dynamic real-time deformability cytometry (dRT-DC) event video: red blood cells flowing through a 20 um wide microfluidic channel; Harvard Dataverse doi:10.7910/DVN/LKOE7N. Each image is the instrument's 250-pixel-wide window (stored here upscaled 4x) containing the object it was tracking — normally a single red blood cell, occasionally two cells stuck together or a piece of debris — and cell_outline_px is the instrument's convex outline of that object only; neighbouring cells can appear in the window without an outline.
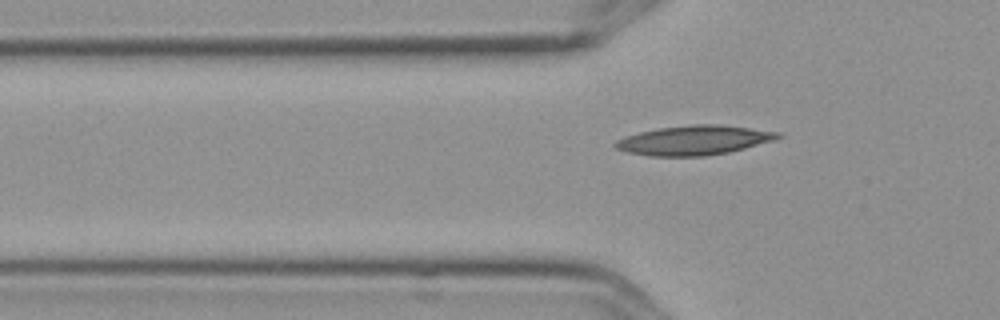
{"species": "Egyptian fruit bat (a non-hibernating species)", "species_latin": "Rousettus aegyptiacus", "temperature_condition": "cold", "stored_images_in_passage": 5, "segment_of_instrument_passage": [2, 2], "camera_frame_rate_fps": 3000, "um_per_image_px": 0.085, "frame": {"image": 1, "passage_image": 5, "time_ms": 1.333, "image_size_px": [1000, 320], "cell_outline_px": [[780, 136], [772, 140], [744, 148], [728, 152], [704, 156], [648, 156], [628, 152], [616, 148], [612, 144], [616, 140], [624, 136], [656, 128], [692, 124], [720, 124], [780, 132]], "centroid_in_image_um": [58.92, 11.91], "position_along_channel_um": 66.9, "area_um2": 27.8}}